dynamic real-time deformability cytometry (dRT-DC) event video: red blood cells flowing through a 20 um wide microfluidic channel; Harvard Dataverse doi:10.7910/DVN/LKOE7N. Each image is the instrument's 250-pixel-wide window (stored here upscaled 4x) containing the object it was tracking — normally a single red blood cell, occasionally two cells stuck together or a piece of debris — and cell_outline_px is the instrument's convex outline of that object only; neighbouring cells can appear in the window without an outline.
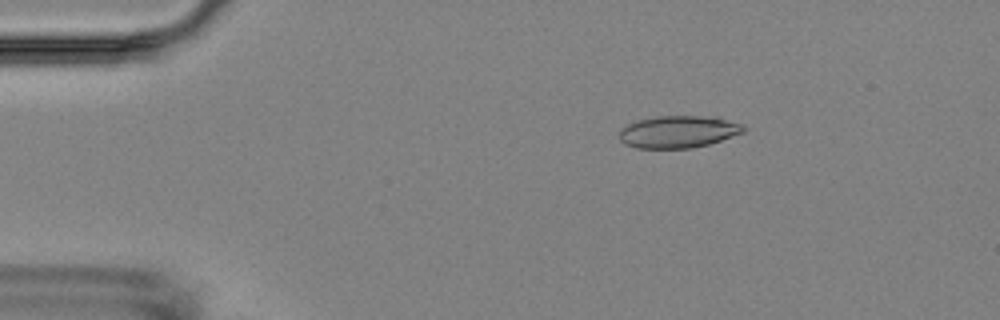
{"species": "Egyptian fruit bat (a non-hibernating species)", "species_latin": "Rousettus aegyptiacus", "temperature_condition": "room temperature", "stored_images_in_passage": 5, "camera_frame_rate_fps": 3000, "um_per_image_px": 0.085, "animal": {"sex": "female"}, "frame": {"image": 1, "passage_image": 2, "time_ms": 1.0, "image_size_px": [1000, 320], "cell_outline_px": [[744, 132], [708, 144], [692, 148], [636, 148], [624, 144], [620, 140], [620, 128], [636, 120], [656, 116], [716, 116], [744, 124]], "centroid_in_image_um": [57.65, 11.19], "position_along_channel_um": 27.4, "area_um2": 23.47}}
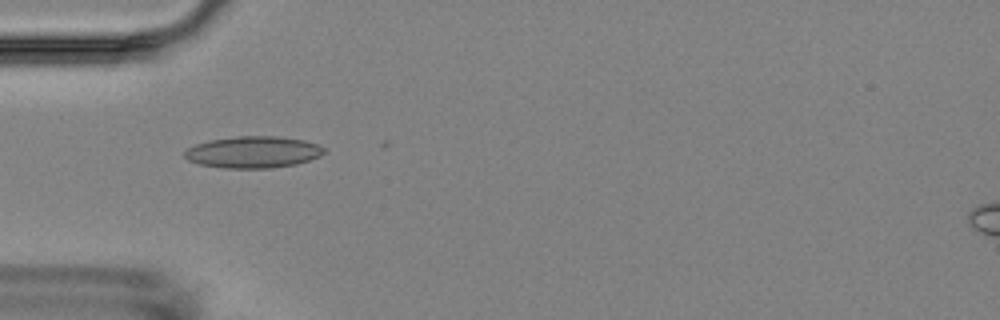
{"frame": {"image": 2, "passage_image": 4, "time_ms": 3.667, "image_size_px": [1000, 320], "cell_outline_px": [[324, 152], [320, 156], [296, 164], [272, 168], [224, 168], [196, 164], [188, 160], [184, 156], [184, 152], [188, 148], [196, 144], [208, 140], [236, 136], [276, 136], [304, 140], [316, 144], [324, 148]], "centroid_in_image_um": [21.48, 12.93], "position_along_channel_um": 63.5, "area_um2": 25.78}}